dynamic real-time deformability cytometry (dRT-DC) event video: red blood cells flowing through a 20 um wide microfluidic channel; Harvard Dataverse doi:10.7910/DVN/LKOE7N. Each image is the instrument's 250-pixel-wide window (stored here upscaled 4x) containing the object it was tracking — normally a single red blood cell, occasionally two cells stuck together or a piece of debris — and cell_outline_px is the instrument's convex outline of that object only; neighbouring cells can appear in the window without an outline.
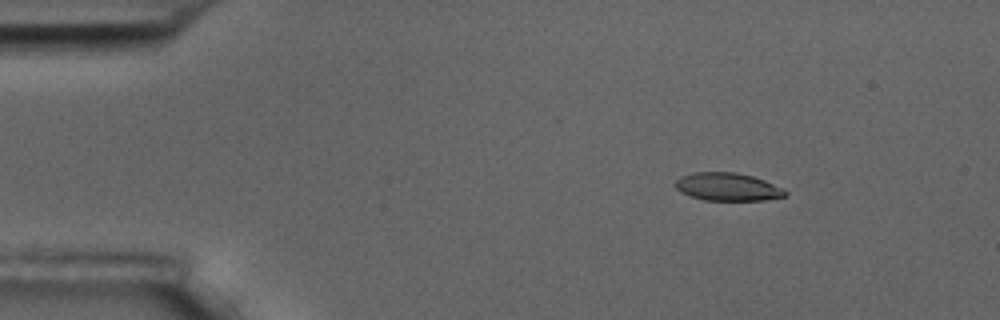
{"species": "common noctule bat (a hibernating species)", "species_latin": "Nyctalus noctula", "temperature_condition": "room temperature", "stored_images_in_passage": 5, "camera_frame_rate_fps": 3000, "um_per_image_px": 0.085, "animal": {"sex": "male", "body_mass_g": 17.5, "forearm_length_mm": 52.3}, "frame": {"image": 1, "passage_image": 3, "time_ms": 2.333, "image_size_px": [1000, 320], "cell_outline_px": [[788, 192], [784, 196], [764, 200], [704, 200], [680, 192], [676, 188], [676, 180], [680, 176], [692, 172], [736, 172], [752, 176], [764, 180], [784, 188]], "centroid_in_image_um": [61.85, 15.87], "position_along_channel_um": 23.2, "area_um2": 17.86}}